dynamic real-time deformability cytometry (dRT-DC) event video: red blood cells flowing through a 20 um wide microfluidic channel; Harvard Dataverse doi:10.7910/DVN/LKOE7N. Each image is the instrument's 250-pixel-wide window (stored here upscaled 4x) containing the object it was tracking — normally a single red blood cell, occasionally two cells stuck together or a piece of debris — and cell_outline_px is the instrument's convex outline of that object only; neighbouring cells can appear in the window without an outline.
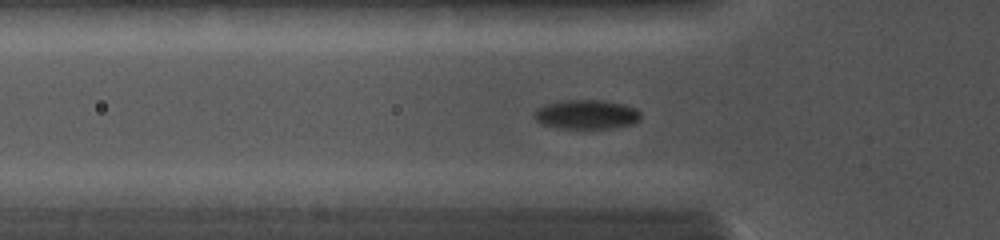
{"species": "common noctule bat (a hibernating species)", "species_latin": "Nyctalus noctula", "temperature_condition": "cold", "stored_images_in_passage": 31, "camera_frame_rate_fps": 5000, "um_per_image_px": 0.085, "animal": {"sex": "female", "body_mass_g": 19.0, "forearm_length_mm": 56.7}, "frame": {"image": 1, "passage_image": 10, "time_ms": 4.4, "image_size_px": [1000, 240], "cell_outline_px": [[640, 120], [632, 124], [608, 128], [556, 128], [544, 124], [536, 120], [536, 108], [548, 104], [564, 100], [600, 100], [624, 104], [636, 108], [640, 112]], "centroid_in_image_um": [49.89, 9.72], "position_along_channel_um": 75.9, "area_um2": 17.92}}
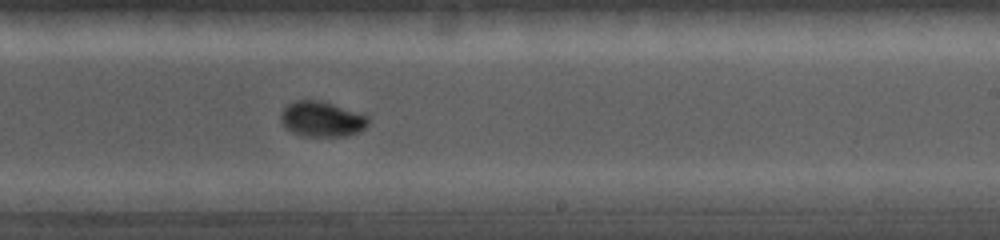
{"frame": {"image": 2, "passage_image": 19, "time_ms": 8.6, "image_size_px": [1000, 240], "cell_outline_px": [[368, 124], [364, 128], [356, 132], [344, 136], [300, 136], [292, 132], [280, 120], [280, 116], [284, 108], [288, 104], [296, 100], [320, 100], [368, 116]], "centroid_in_image_um": [27.32, 10.12], "position_along_channel_um": 261.7, "area_um2": 17.69}}
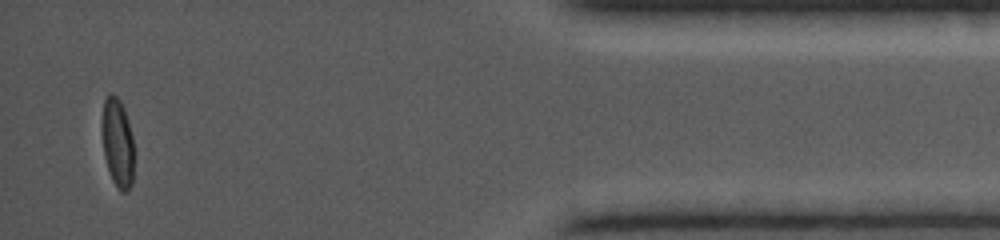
{"frame": {"image": 3, "passage_image": 30, "time_ms": 13.4, "image_size_px": [1000, 240], "cell_outline_px": [[132, 184], [128, 192], [120, 192], [112, 180], [104, 156], [100, 128], [100, 120], [104, 100], [108, 92], [112, 92], [120, 100], [124, 108], [128, 120], [132, 136]], "centroid_in_image_um": [9.94, 12.08], "position_along_channel_um": 425.3, "area_um2": 16.94}}